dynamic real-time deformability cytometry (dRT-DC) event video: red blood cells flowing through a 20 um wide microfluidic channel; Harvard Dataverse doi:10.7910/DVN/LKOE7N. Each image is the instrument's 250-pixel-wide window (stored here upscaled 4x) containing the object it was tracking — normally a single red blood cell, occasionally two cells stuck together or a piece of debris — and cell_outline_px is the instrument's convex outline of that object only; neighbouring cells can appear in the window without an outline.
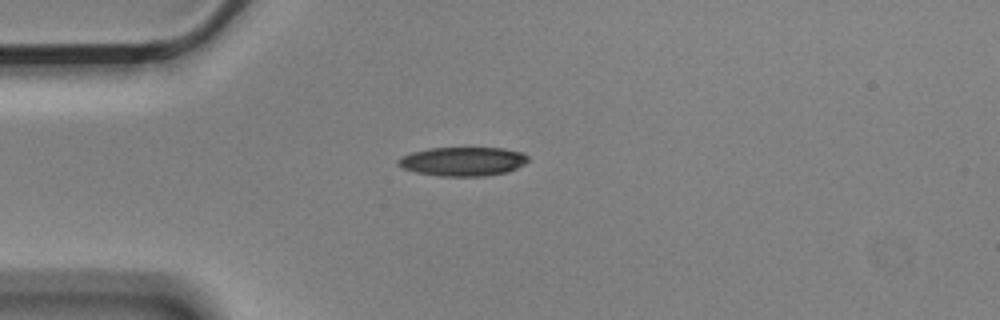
{"species": "Egyptian fruit bat (a non-hibernating species)", "species_latin": "Rousettus aegyptiacus", "temperature_condition": "cold", "stored_images_in_passage": 6, "camera_frame_rate_fps": 3000, "um_per_image_px": 0.085, "animal": {"sex": "male"}, "frame": {"image": 1, "passage_image": 1, "time_ms": 0.0, "image_size_px": [1000, 320], "cell_outline_px": [[528, 160], [524, 164], [508, 172], [484, 176], [440, 176], [416, 172], [400, 168], [396, 164], [396, 160], [400, 156], [412, 152], [428, 148], [504, 148], [524, 152], [528, 156]], "centroid_in_image_um": [39.31, 13.72], "position_along_channel_um": 45.7, "area_um2": 22.2}}
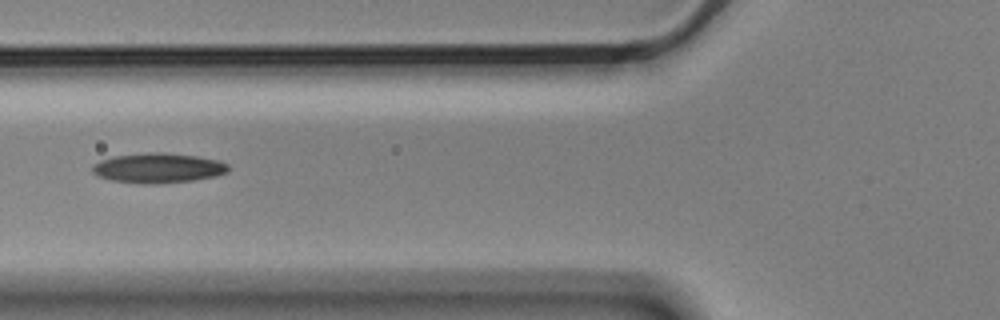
{"frame": {"image": 2, "passage_image": 3, "time_ms": 0.667, "image_size_px": [1000, 320], "cell_outline_px": [[228, 172], [216, 176], [192, 180], [156, 184], [144, 184], [112, 180], [100, 176], [92, 172], [92, 164], [100, 160], [112, 156], [148, 152], [164, 152], [196, 156], [220, 160], [228, 164]], "centroid_in_image_um": [13.44, 14.27], "position_along_channel_um": 112.4, "area_um2": 23.76}}
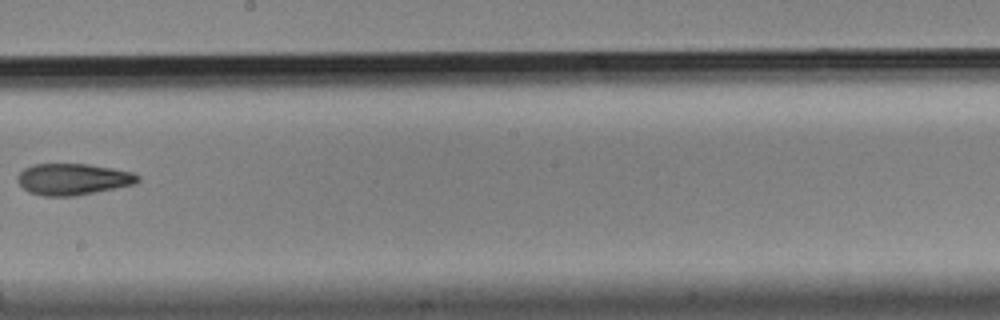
{"frame": {"image": 3, "passage_image": 6, "time_ms": 1.667, "image_size_px": [1000, 320], "cell_outline_px": [[140, 180], [136, 184], [116, 188], [72, 196], [44, 196], [28, 192], [16, 180], [16, 176], [24, 168], [32, 164], [88, 164], [112, 168], [132, 172], [140, 176]], "centroid_in_image_um": [6.19, 15.23], "position_along_channel_um": 242.0, "area_um2": 22.08}}